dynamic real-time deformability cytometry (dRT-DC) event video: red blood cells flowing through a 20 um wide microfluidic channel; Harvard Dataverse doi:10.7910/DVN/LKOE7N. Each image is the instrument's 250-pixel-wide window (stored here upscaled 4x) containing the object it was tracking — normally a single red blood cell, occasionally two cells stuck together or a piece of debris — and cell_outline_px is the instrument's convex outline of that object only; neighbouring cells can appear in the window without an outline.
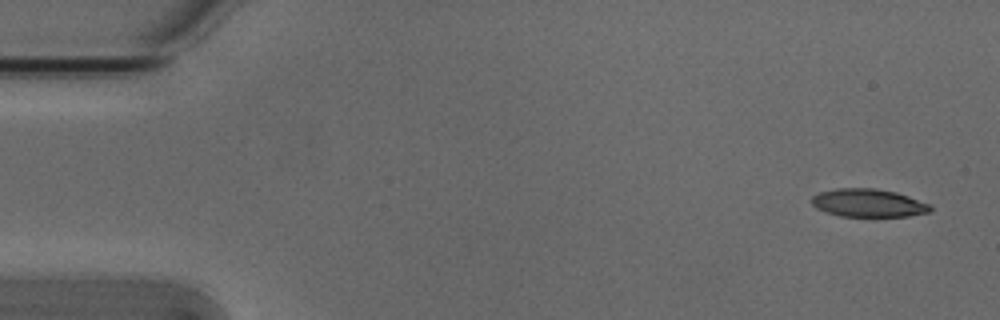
{"species": "Egyptian fruit bat (a non-hibernating species)", "species_latin": "Rousettus aegyptiacus", "temperature_condition": "cold", "stored_images_in_passage": 6, "camera_frame_rate_fps": 3000, "um_per_image_px": 0.085, "animal": {"sex": "male"}, "frame": {"image": 1, "passage_image": 1, "time_ms": 0.0, "image_size_px": [1000, 320], "cell_outline_px": [[932, 212], [908, 216], [840, 216], [816, 208], [812, 204], [812, 196], [820, 192], [836, 188], [876, 188], [896, 192], [932, 204]], "centroid_in_image_um": [73.85, 17.25], "position_along_channel_um": 11.1, "area_um2": 19.48}}
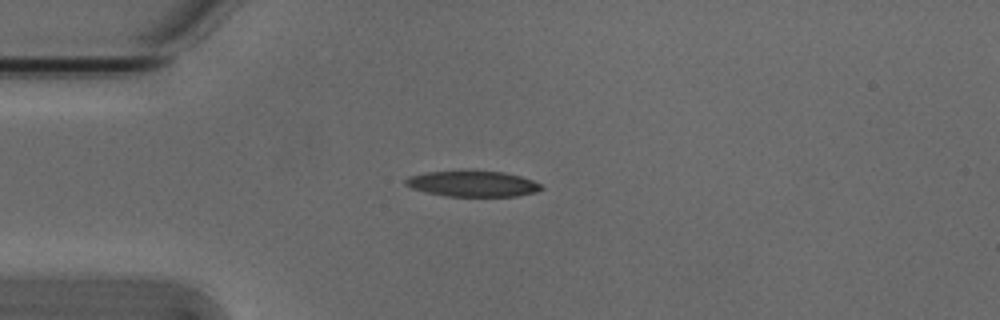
{"frame": {"image": 2, "passage_image": 4, "time_ms": 1.0, "image_size_px": [1000, 320], "cell_outline_px": [[544, 188], [536, 192], [516, 196], [444, 196], [424, 192], [412, 188], [404, 184], [404, 180], [408, 176], [428, 172], [472, 168], [504, 172], [520, 176], [532, 180], [540, 184]], "centroid_in_image_um": [40.14, 15.58], "position_along_channel_um": 44.9, "area_um2": 21.15}}
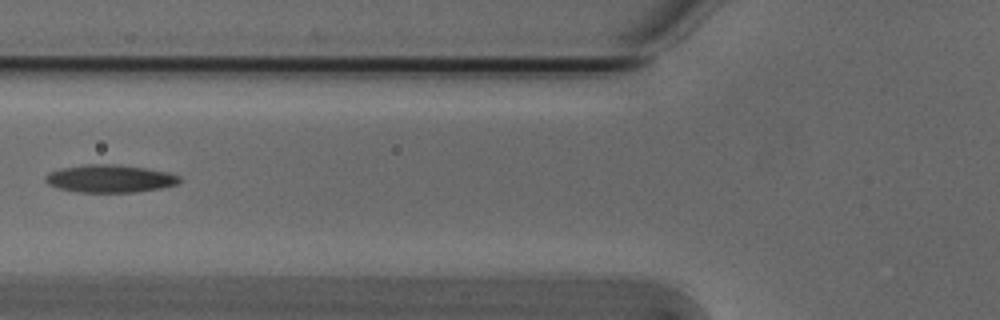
{"frame": {"image": 3, "passage_image": 6, "time_ms": 1.667, "image_size_px": [1000, 320], "cell_outline_px": [[180, 180], [176, 184], [160, 188], [132, 192], [76, 192], [56, 188], [48, 184], [44, 180], [44, 176], [52, 172], [64, 168], [88, 164], [112, 164], [144, 168], [168, 172], [180, 176]], "centroid_in_image_um": [9.32, 15.19], "position_along_channel_um": 116.5, "area_um2": 21.39}}